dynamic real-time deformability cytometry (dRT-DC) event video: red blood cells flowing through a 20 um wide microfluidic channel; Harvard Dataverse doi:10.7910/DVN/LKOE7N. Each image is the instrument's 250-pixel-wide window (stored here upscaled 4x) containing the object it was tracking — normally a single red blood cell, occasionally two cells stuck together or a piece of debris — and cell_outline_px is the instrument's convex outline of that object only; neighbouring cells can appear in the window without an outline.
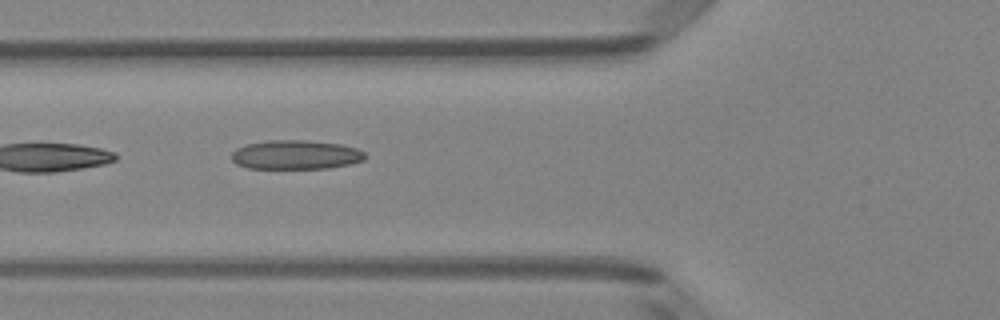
{"species": "Egyptian fruit bat (a non-hibernating species)", "species_latin": "Rousettus aegyptiacus", "temperature_condition": "room temperature", "stored_images_in_passage": 8, "camera_frame_rate_fps": 3000, "um_per_image_px": 0.085, "animal": {"sex": "female"}, "frame": {"image": 1, "passage_image": 6, "time_ms": 1.667, "image_size_px": [1000, 320], "cell_outline_px": [[368, 156], [364, 160], [348, 164], [328, 168], [248, 168], [236, 164], [232, 160], [232, 152], [236, 148], [244, 144], [268, 140], [308, 140], [340, 144], [356, 148], [364, 152]], "centroid_in_image_um": [25.12, 13.14], "position_along_channel_um": 100.7, "area_um2": 22.77}}
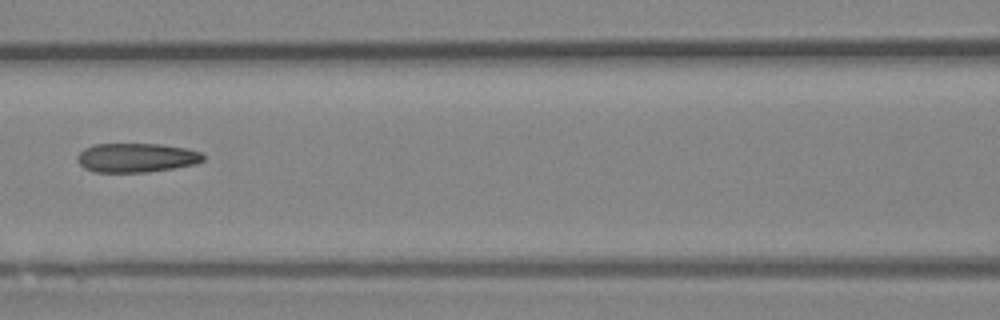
{"frame": {"image": 2, "passage_image": 7, "time_ms": 2.0, "image_size_px": [1000, 320], "cell_outline_px": [[204, 160], [196, 164], [148, 172], [92, 172], [84, 168], [76, 160], [76, 156], [84, 148], [92, 144], [160, 144], [188, 148], [200, 152], [204, 156]], "centroid_in_image_um": [11.57, 13.4], "position_along_channel_um": 155.0, "area_um2": 21.56}}
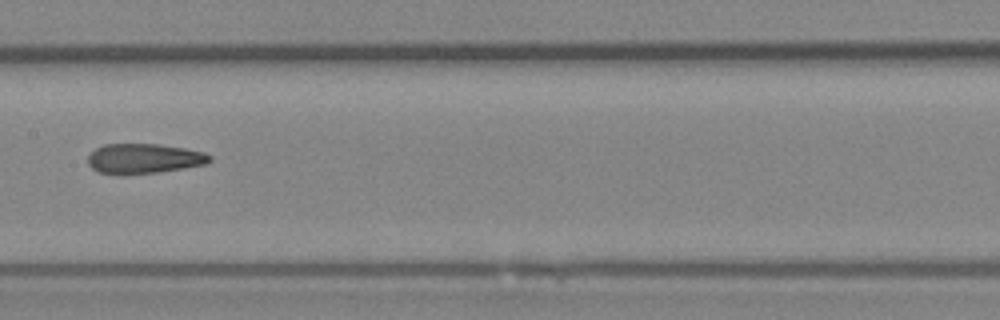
{"frame": {"image": 3, "passage_image": 8, "time_ms": 2.333, "image_size_px": [1000, 320], "cell_outline_px": [[212, 160], [208, 164], [160, 172], [120, 176], [100, 172], [92, 168], [88, 164], [88, 156], [96, 148], [104, 144], [156, 144], [184, 148], [204, 152], [212, 156]], "centroid_in_image_um": [12.24, 13.5], "position_along_channel_um": 195.2, "area_um2": 21.56}}